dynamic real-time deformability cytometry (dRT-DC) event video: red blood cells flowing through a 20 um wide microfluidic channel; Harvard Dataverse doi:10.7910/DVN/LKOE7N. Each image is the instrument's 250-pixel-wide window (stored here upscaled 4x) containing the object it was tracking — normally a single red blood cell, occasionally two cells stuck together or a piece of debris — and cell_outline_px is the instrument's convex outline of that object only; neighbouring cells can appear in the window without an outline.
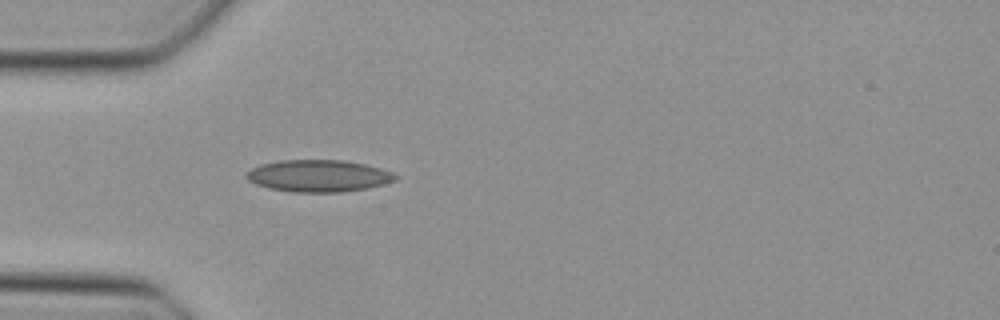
{"species": "Egyptian fruit bat (a non-hibernating species)", "species_latin": "Rousettus aegyptiacus", "temperature_condition": "cold", "stored_images_in_passage": 34, "camera_frame_rate_fps": 3000, "um_per_image_px": 0.085, "animal": {"sex": "female"}, "frame": {"image": 1, "passage_image": 1, "time_ms": 0.0, "image_size_px": [1000, 320], "cell_outline_px": [[400, 176], [396, 180], [384, 184], [368, 188], [344, 192], [292, 192], [268, 188], [256, 184], [248, 180], [244, 176], [244, 172], [260, 164], [280, 160], [344, 160], [364, 164], [380, 168], [392, 172]], "centroid_in_image_um": [27.06, 14.95], "position_along_channel_um": 57.9, "area_um2": 28.03}}
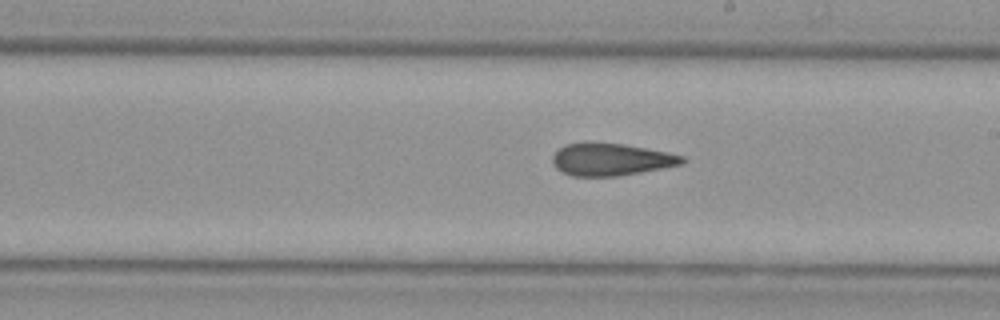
{"frame": {"image": 2, "passage_image": 14, "time_ms": 4.333, "image_size_px": [1000, 320], "cell_outline_px": [[688, 160], [680, 164], [640, 172], [616, 176], [572, 176], [556, 168], [552, 164], [552, 156], [560, 148], [568, 144], [624, 144], [684, 156]], "centroid_in_image_um": [51.93, 13.58], "position_along_channel_um": 237.1, "area_um2": 23.64}}
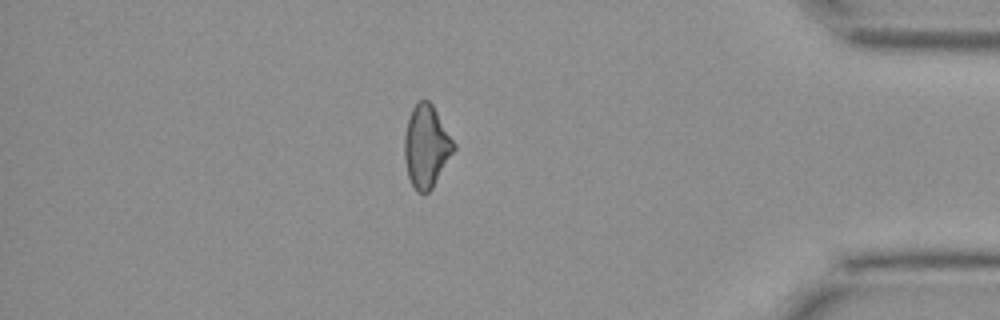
{"frame": {"image": 3, "passage_image": 28, "time_ms": 9.0, "image_size_px": [1000, 320], "cell_outline_px": [[456, 148], [432, 188], [428, 192], [416, 192], [408, 176], [404, 160], [404, 136], [408, 120], [412, 108], [420, 100], [428, 100], [432, 104], [456, 144]], "centroid_in_image_um": [36.23, 12.44], "position_along_channel_um": 399.0, "area_um2": 23.52}}